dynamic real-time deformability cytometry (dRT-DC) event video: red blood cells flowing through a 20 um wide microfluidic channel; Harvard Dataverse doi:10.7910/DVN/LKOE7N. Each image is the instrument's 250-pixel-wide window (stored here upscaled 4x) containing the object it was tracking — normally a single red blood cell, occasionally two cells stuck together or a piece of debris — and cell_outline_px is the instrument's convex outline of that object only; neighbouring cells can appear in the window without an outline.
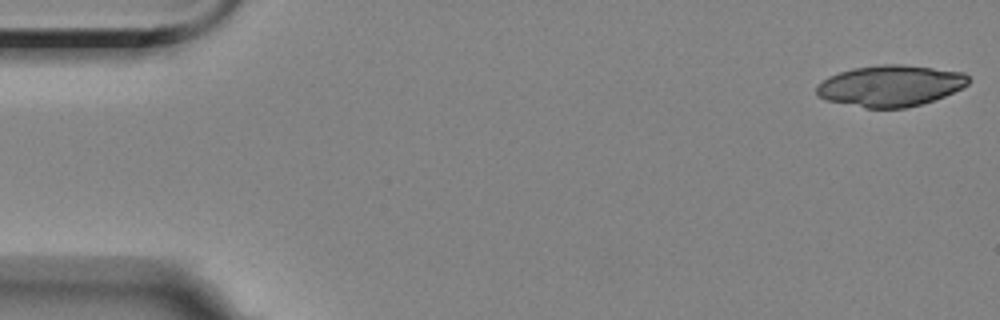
{"species": "Egyptian fruit bat (a non-hibernating species)", "species_latin": "Rousettus aegyptiacus", "temperature_condition": "room temperature", "stored_images_in_passage": 5, "camera_frame_rate_fps": 3000, "um_per_image_px": 0.085, "animal": {"sex": "female"}, "frame": {"image": 1, "passage_image": 1, "time_ms": 0.0, "image_size_px": [1000, 320], "cell_outline_px": [[968, 84], [944, 96], [908, 108], [864, 108], [824, 100], [816, 96], [816, 84], [828, 76], [852, 68], [880, 64], [900, 64], [964, 72], [968, 76]], "centroid_in_image_um": [75.61, 7.29], "position_along_channel_um": 9.4, "area_um2": 36.59}}